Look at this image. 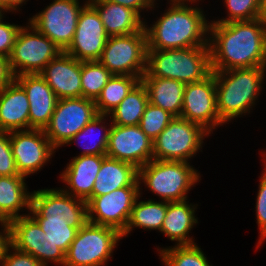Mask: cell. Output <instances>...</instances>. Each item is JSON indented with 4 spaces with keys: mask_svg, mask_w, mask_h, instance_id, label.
<instances>
[{
    "mask_svg": "<svg viewBox=\"0 0 266 266\" xmlns=\"http://www.w3.org/2000/svg\"><path fill=\"white\" fill-rule=\"evenodd\" d=\"M106 117L108 119V115H101L98 114L96 115L81 131H79L76 135H74L70 140H68V142L66 143L67 145H71L72 143H76L81 139L84 138V142H86V137L91 136L92 138V134L96 131V129L98 128V130L100 129V131L104 130L102 134V136L96 138L97 140H95L92 144H86V145H82L84 146L85 149H83V151L81 152V156H85V155H106V149H107V144H108V138H109V133H110V129H111V125L109 126L108 123H106ZM105 121V122H104ZM106 123V125H104ZM107 124H108V128H107ZM95 130V131H94ZM97 132V131H96ZM97 135V134H96ZM94 138V137H93ZM93 141V139H91ZM79 141V142H80ZM90 142V141H89Z\"/></svg>",
    "mask_w": 266,
    "mask_h": 266,
    "instance_id": "obj_31",
    "label": "cell"
},
{
    "mask_svg": "<svg viewBox=\"0 0 266 266\" xmlns=\"http://www.w3.org/2000/svg\"><path fill=\"white\" fill-rule=\"evenodd\" d=\"M21 175L17 171L10 144V132L0 130V176Z\"/></svg>",
    "mask_w": 266,
    "mask_h": 266,
    "instance_id": "obj_37",
    "label": "cell"
},
{
    "mask_svg": "<svg viewBox=\"0 0 266 266\" xmlns=\"http://www.w3.org/2000/svg\"><path fill=\"white\" fill-rule=\"evenodd\" d=\"M181 118L201 125L210 134L224 123L216 103V81L211 73L202 81L185 85Z\"/></svg>",
    "mask_w": 266,
    "mask_h": 266,
    "instance_id": "obj_15",
    "label": "cell"
},
{
    "mask_svg": "<svg viewBox=\"0 0 266 266\" xmlns=\"http://www.w3.org/2000/svg\"><path fill=\"white\" fill-rule=\"evenodd\" d=\"M190 162L162 161L152 159L138 169V183H144L162 201L175 202L188 200V192L201 177ZM142 181V182H141Z\"/></svg>",
    "mask_w": 266,
    "mask_h": 266,
    "instance_id": "obj_6",
    "label": "cell"
},
{
    "mask_svg": "<svg viewBox=\"0 0 266 266\" xmlns=\"http://www.w3.org/2000/svg\"><path fill=\"white\" fill-rule=\"evenodd\" d=\"M29 215L65 254L78 230L88 222L87 202L61 187L31 192Z\"/></svg>",
    "mask_w": 266,
    "mask_h": 266,
    "instance_id": "obj_2",
    "label": "cell"
},
{
    "mask_svg": "<svg viewBox=\"0 0 266 266\" xmlns=\"http://www.w3.org/2000/svg\"><path fill=\"white\" fill-rule=\"evenodd\" d=\"M112 75L99 61L81 62L82 97L95 101Z\"/></svg>",
    "mask_w": 266,
    "mask_h": 266,
    "instance_id": "obj_33",
    "label": "cell"
},
{
    "mask_svg": "<svg viewBox=\"0 0 266 266\" xmlns=\"http://www.w3.org/2000/svg\"><path fill=\"white\" fill-rule=\"evenodd\" d=\"M148 103L147 89L140 81L108 115V117H111V124L121 126L139 125Z\"/></svg>",
    "mask_w": 266,
    "mask_h": 266,
    "instance_id": "obj_29",
    "label": "cell"
},
{
    "mask_svg": "<svg viewBox=\"0 0 266 266\" xmlns=\"http://www.w3.org/2000/svg\"><path fill=\"white\" fill-rule=\"evenodd\" d=\"M3 19L4 15L0 16V54L9 58L22 26L5 23Z\"/></svg>",
    "mask_w": 266,
    "mask_h": 266,
    "instance_id": "obj_38",
    "label": "cell"
},
{
    "mask_svg": "<svg viewBox=\"0 0 266 266\" xmlns=\"http://www.w3.org/2000/svg\"><path fill=\"white\" fill-rule=\"evenodd\" d=\"M121 239L117 229L88 221L69 246L64 266H104Z\"/></svg>",
    "mask_w": 266,
    "mask_h": 266,
    "instance_id": "obj_7",
    "label": "cell"
},
{
    "mask_svg": "<svg viewBox=\"0 0 266 266\" xmlns=\"http://www.w3.org/2000/svg\"><path fill=\"white\" fill-rule=\"evenodd\" d=\"M227 17L211 20L210 23H229L233 21H249L259 18L260 0H224Z\"/></svg>",
    "mask_w": 266,
    "mask_h": 266,
    "instance_id": "obj_35",
    "label": "cell"
},
{
    "mask_svg": "<svg viewBox=\"0 0 266 266\" xmlns=\"http://www.w3.org/2000/svg\"><path fill=\"white\" fill-rule=\"evenodd\" d=\"M0 9L4 13L7 12V0H0Z\"/></svg>",
    "mask_w": 266,
    "mask_h": 266,
    "instance_id": "obj_45",
    "label": "cell"
},
{
    "mask_svg": "<svg viewBox=\"0 0 266 266\" xmlns=\"http://www.w3.org/2000/svg\"><path fill=\"white\" fill-rule=\"evenodd\" d=\"M11 246L32 255L43 266L48 263L64 266L65 253L42 231L39 224L28 214L8 223Z\"/></svg>",
    "mask_w": 266,
    "mask_h": 266,
    "instance_id": "obj_13",
    "label": "cell"
},
{
    "mask_svg": "<svg viewBox=\"0 0 266 266\" xmlns=\"http://www.w3.org/2000/svg\"><path fill=\"white\" fill-rule=\"evenodd\" d=\"M15 80V75L11 70L9 58L0 54V90L7 87Z\"/></svg>",
    "mask_w": 266,
    "mask_h": 266,
    "instance_id": "obj_41",
    "label": "cell"
},
{
    "mask_svg": "<svg viewBox=\"0 0 266 266\" xmlns=\"http://www.w3.org/2000/svg\"><path fill=\"white\" fill-rule=\"evenodd\" d=\"M106 155L75 156L66 166L60 178L67 188L65 193L75 198L88 201L92 197L93 186Z\"/></svg>",
    "mask_w": 266,
    "mask_h": 266,
    "instance_id": "obj_21",
    "label": "cell"
},
{
    "mask_svg": "<svg viewBox=\"0 0 266 266\" xmlns=\"http://www.w3.org/2000/svg\"><path fill=\"white\" fill-rule=\"evenodd\" d=\"M212 71L266 66V24L260 19L210 23Z\"/></svg>",
    "mask_w": 266,
    "mask_h": 266,
    "instance_id": "obj_1",
    "label": "cell"
},
{
    "mask_svg": "<svg viewBox=\"0 0 266 266\" xmlns=\"http://www.w3.org/2000/svg\"><path fill=\"white\" fill-rule=\"evenodd\" d=\"M262 156L264 160V173L262 172V176L260 177L259 189L256 199V220L258 224V229L260 230V239L258 240L256 248L261 246L264 239H266V152L263 151Z\"/></svg>",
    "mask_w": 266,
    "mask_h": 266,
    "instance_id": "obj_36",
    "label": "cell"
},
{
    "mask_svg": "<svg viewBox=\"0 0 266 266\" xmlns=\"http://www.w3.org/2000/svg\"><path fill=\"white\" fill-rule=\"evenodd\" d=\"M140 187H122L109 194L91 197L87 201L88 221L109 226L122 233L129 221L131 210L142 192Z\"/></svg>",
    "mask_w": 266,
    "mask_h": 266,
    "instance_id": "obj_14",
    "label": "cell"
},
{
    "mask_svg": "<svg viewBox=\"0 0 266 266\" xmlns=\"http://www.w3.org/2000/svg\"><path fill=\"white\" fill-rule=\"evenodd\" d=\"M197 1L199 2L170 0V7L152 26L148 27L144 21L147 49L168 50L209 46L210 22L206 20L202 8L187 4Z\"/></svg>",
    "mask_w": 266,
    "mask_h": 266,
    "instance_id": "obj_3",
    "label": "cell"
},
{
    "mask_svg": "<svg viewBox=\"0 0 266 266\" xmlns=\"http://www.w3.org/2000/svg\"><path fill=\"white\" fill-rule=\"evenodd\" d=\"M135 201L134 207L131 210L130 218L125 230L121 233L122 239L128 236L133 228H142L144 230H158L161 231L162 223L165 219L168 209V202L154 201L148 199L147 201Z\"/></svg>",
    "mask_w": 266,
    "mask_h": 266,
    "instance_id": "obj_28",
    "label": "cell"
},
{
    "mask_svg": "<svg viewBox=\"0 0 266 266\" xmlns=\"http://www.w3.org/2000/svg\"><path fill=\"white\" fill-rule=\"evenodd\" d=\"M97 10L109 36L129 35L144 28V21L134 10L107 0H88Z\"/></svg>",
    "mask_w": 266,
    "mask_h": 266,
    "instance_id": "obj_23",
    "label": "cell"
},
{
    "mask_svg": "<svg viewBox=\"0 0 266 266\" xmlns=\"http://www.w3.org/2000/svg\"><path fill=\"white\" fill-rule=\"evenodd\" d=\"M0 266L3 263L7 249L11 246V234L8 223L0 222Z\"/></svg>",
    "mask_w": 266,
    "mask_h": 266,
    "instance_id": "obj_42",
    "label": "cell"
},
{
    "mask_svg": "<svg viewBox=\"0 0 266 266\" xmlns=\"http://www.w3.org/2000/svg\"><path fill=\"white\" fill-rule=\"evenodd\" d=\"M15 80L25 90L29 101V129H43L49 124L58 98L40 74H23Z\"/></svg>",
    "mask_w": 266,
    "mask_h": 266,
    "instance_id": "obj_19",
    "label": "cell"
},
{
    "mask_svg": "<svg viewBox=\"0 0 266 266\" xmlns=\"http://www.w3.org/2000/svg\"><path fill=\"white\" fill-rule=\"evenodd\" d=\"M212 73L209 46L181 49H147L142 76L174 79L185 84L202 81Z\"/></svg>",
    "mask_w": 266,
    "mask_h": 266,
    "instance_id": "obj_5",
    "label": "cell"
},
{
    "mask_svg": "<svg viewBox=\"0 0 266 266\" xmlns=\"http://www.w3.org/2000/svg\"><path fill=\"white\" fill-rule=\"evenodd\" d=\"M29 129V101L23 87L14 80L0 90V130Z\"/></svg>",
    "mask_w": 266,
    "mask_h": 266,
    "instance_id": "obj_22",
    "label": "cell"
},
{
    "mask_svg": "<svg viewBox=\"0 0 266 266\" xmlns=\"http://www.w3.org/2000/svg\"><path fill=\"white\" fill-rule=\"evenodd\" d=\"M259 18L266 24V0H260V14Z\"/></svg>",
    "mask_w": 266,
    "mask_h": 266,
    "instance_id": "obj_44",
    "label": "cell"
},
{
    "mask_svg": "<svg viewBox=\"0 0 266 266\" xmlns=\"http://www.w3.org/2000/svg\"><path fill=\"white\" fill-rule=\"evenodd\" d=\"M113 3L120 4L124 7L130 8L134 10L140 17L142 10L148 9L152 10V8H155L156 3L153 0H107Z\"/></svg>",
    "mask_w": 266,
    "mask_h": 266,
    "instance_id": "obj_40",
    "label": "cell"
},
{
    "mask_svg": "<svg viewBox=\"0 0 266 266\" xmlns=\"http://www.w3.org/2000/svg\"><path fill=\"white\" fill-rule=\"evenodd\" d=\"M196 206L197 204H189L187 200L168 202V209L160 232L171 241H176L177 246L197 244L193 237L189 236L191 229L198 223L195 216Z\"/></svg>",
    "mask_w": 266,
    "mask_h": 266,
    "instance_id": "obj_25",
    "label": "cell"
},
{
    "mask_svg": "<svg viewBox=\"0 0 266 266\" xmlns=\"http://www.w3.org/2000/svg\"><path fill=\"white\" fill-rule=\"evenodd\" d=\"M216 81V103L225 124L250 113L261 95L266 66L212 71Z\"/></svg>",
    "mask_w": 266,
    "mask_h": 266,
    "instance_id": "obj_4",
    "label": "cell"
},
{
    "mask_svg": "<svg viewBox=\"0 0 266 266\" xmlns=\"http://www.w3.org/2000/svg\"><path fill=\"white\" fill-rule=\"evenodd\" d=\"M140 81L137 76L112 75L95 100L97 114L109 115Z\"/></svg>",
    "mask_w": 266,
    "mask_h": 266,
    "instance_id": "obj_30",
    "label": "cell"
},
{
    "mask_svg": "<svg viewBox=\"0 0 266 266\" xmlns=\"http://www.w3.org/2000/svg\"><path fill=\"white\" fill-rule=\"evenodd\" d=\"M87 3L88 0L81 6L79 0H54L28 21L65 51L73 40L80 11Z\"/></svg>",
    "mask_w": 266,
    "mask_h": 266,
    "instance_id": "obj_11",
    "label": "cell"
},
{
    "mask_svg": "<svg viewBox=\"0 0 266 266\" xmlns=\"http://www.w3.org/2000/svg\"><path fill=\"white\" fill-rule=\"evenodd\" d=\"M10 144L17 171L25 177L41 170L56 152L43 129L10 132Z\"/></svg>",
    "mask_w": 266,
    "mask_h": 266,
    "instance_id": "obj_16",
    "label": "cell"
},
{
    "mask_svg": "<svg viewBox=\"0 0 266 266\" xmlns=\"http://www.w3.org/2000/svg\"><path fill=\"white\" fill-rule=\"evenodd\" d=\"M97 114L92 99H58L54 113L44 132L51 144L58 149L81 131Z\"/></svg>",
    "mask_w": 266,
    "mask_h": 266,
    "instance_id": "obj_12",
    "label": "cell"
},
{
    "mask_svg": "<svg viewBox=\"0 0 266 266\" xmlns=\"http://www.w3.org/2000/svg\"><path fill=\"white\" fill-rule=\"evenodd\" d=\"M122 187H140L138 168L106 156L94 182L92 197L109 194Z\"/></svg>",
    "mask_w": 266,
    "mask_h": 266,
    "instance_id": "obj_24",
    "label": "cell"
},
{
    "mask_svg": "<svg viewBox=\"0 0 266 266\" xmlns=\"http://www.w3.org/2000/svg\"><path fill=\"white\" fill-rule=\"evenodd\" d=\"M174 117L175 116L170 112L154 106L149 102L138 126L152 141H154Z\"/></svg>",
    "mask_w": 266,
    "mask_h": 266,
    "instance_id": "obj_34",
    "label": "cell"
},
{
    "mask_svg": "<svg viewBox=\"0 0 266 266\" xmlns=\"http://www.w3.org/2000/svg\"><path fill=\"white\" fill-rule=\"evenodd\" d=\"M24 175L0 176V222L9 223L19 218L20 210H29L31 193L27 191Z\"/></svg>",
    "mask_w": 266,
    "mask_h": 266,
    "instance_id": "obj_26",
    "label": "cell"
},
{
    "mask_svg": "<svg viewBox=\"0 0 266 266\" xmlns=\"http://www.w3.org/2000/svg\"><path fill=\"white\" fill-rule=\"evenodd\" d=\"M58 99L80 98L81 61L62 51L40 73Z\"/></svg>",
    "mask_w": 266,
    "mask_h": 266,
    "instance_id": "obj_20",
    "label": "cell"
},
{
    "mask_svg": "<svg viewBox=\"0 0 266 266\" xmlns=\"http://www.w3.org/2000/svg\"><path fill=\"white\" fill-rule=\"evenodd\" d=\"M1 266H43V265L32 255L18 251L13 246H10L6 251Z\"/></svg>",
    "mask_w": 266,
    "mask_h": 266,
    "instance_id": "obj_39",
    "label": "cell"
},
{
    "mask_svg": "<svg viewBox=\"0 0 266 266\" xmlns=\"http://www.w3.org/2000/svg\"><path fill=\"white\" fill-rule=\"evenodd\" d=\"M160 259L165 266H212L201 248L196 245H182L168 248H157Z\"/></svg>",
    "mask_w": 266,
    "mask_h": 266,
    "instance_id": "obj_32",
    "label": "cell"
},
{
    "mask_svg": "<svg viewBox=\"0 0 266 266\" xmlns=\"http://www.w3.org/2000/svg\"><path fill=\"white\" fill-rule=\"evenodd\" d=\"M4 14V12L0 9V16H2Z\"/></svg>",
    "mask_w": 266,
    "mask_h": 266,
    "instance_id": "obj_46",
    "label": "cell"
},
{
    "mask_svg": "<svg viewBox=\"0 0 266 266\" xmlns=\"http://www.w3.org/2000/svg\"><path fill=\"white\" fill-rule=\"evenodd\" d=\"M209 134L197 123L174 117L153 141V159L188 162L199 150L202 151L204 137Z\"/></svg>",
    "mask_w": 266,
    "mask_h": 266,
    "instance_id": "obj_8",
    "label": "cell"
},
{
    "mask_svg": "<svg viewBox=\"0 0 266 266\" xmlns=\"http://www.w3.org/2000/svg\"><path fill=\"white\" fill-rule=\"evenodd\" d=\"M147 34L143 28L129 35L109 36L99 62L113 75L137 76L146 72Z\"/></svg>",
    "mask_w": 266,
    "mask_h": 266,
    "instance_id": "obj_9",
    "label": "cell"
},
{
    "mask_svg": "<svg viewBox=\"0 0 266 266\" xmlns=\"http://www.w3.org/2000/svg\"><path fill=\"white\" fill-rule=\"evenodd\" d=\"M149 102L154 106L170 112L175 117L181 116L185 83L174 80L142 76Z\"/></svg>",
    "mask_w": 266,
    "mask_h": 266,
    "instance_id": "obj_27",
    "label": "cell"
},
{
    "mask_svg": "<svg viewBox=\"0 0 266 266\" xmlns=\"http://www.w3.org/2000/svg\"><path fill=\"white\" fill-rule=\"evenodd\" d=\"M61 52L47 36L28 23L21 27L9 57L11 70L15 76L40 74Z\"/></svg>",
    "mask_w": 266,
    "mask_h": 266,
    "instance_id": "obj_10",
    "label": "cell"
},
{
    "mask_svg": "<svg viewBox=\"0 0 266 266\" xmlns=\"http://www.w3.org/2000/svg\"><path fill=\"white\" fill-rule=\"evenodd\" d=\"M27 1L28 0H7V12L9 11L13 13V11H20L19 6H23V3L26 4Z\"/></svg>",
    "mask_w": 266,
    "mask_h": 266,
    "instance_id": "obj_43",
    "label": "cell"
},
{
    "mask_svg": "<svg viewBox=\"0 0 266 266\" xmlns=\"http://www.w3.org/2000/svg\"><path fill=\"white\" fill-rule=\"evenodd\" d=\"M108 38L100 15L88 2L80 11L73 40L64 52L81 62L99 61Z\"/></svg>",
    "mask_w": 266,
    "mask_h": 266,
    "instance_id": "obj_17",
    "label": "cell"
},
{
    "mask_svg": "<svg viewBox=\"0 0 266 266\" xmlns=\"http://www.w3.org/2000/svg\"><path fill=\"white\" fill-rule=\"evenodd\" d=\"M106 156L140 169L153 159V141L138 125L111 124Z\"/></svg>",
    "mask_w": 266,
    "mask_h": 266,
    "instance_id": "obj_18",
    "label": "cell"
}]
</instances>
